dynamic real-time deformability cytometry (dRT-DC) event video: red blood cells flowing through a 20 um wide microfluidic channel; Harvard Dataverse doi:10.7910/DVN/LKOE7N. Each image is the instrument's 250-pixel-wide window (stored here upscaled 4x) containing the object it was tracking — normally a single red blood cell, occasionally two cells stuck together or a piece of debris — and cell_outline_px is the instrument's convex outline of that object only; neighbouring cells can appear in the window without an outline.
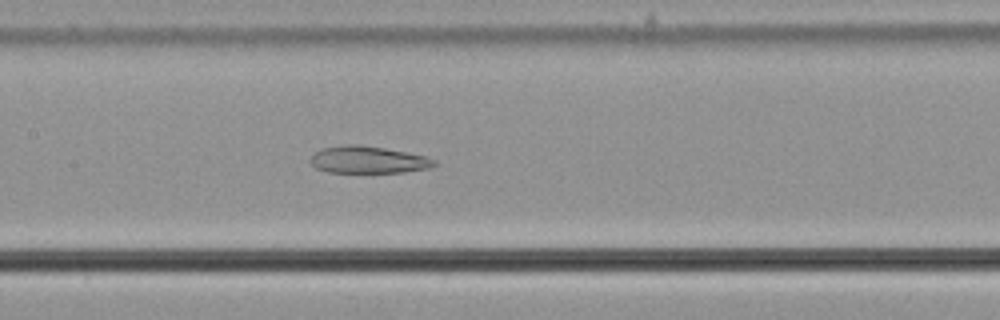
{"species": "common noctule bat (a hibernating species)", "species_latin": "Nyctalus noctula", "temperature_condition": "cold", "stored_images_in_passage": 47, "segment_of_instrument_passage": [1, 2], "camera_frame_rate_fps": 3000, "um_per_image_px": 0.085, "animal": {"sex": "male", "body_mass_g": 21.5, "forearm_length_mm": 52.0}, "frame": {"image": 1, "passage_image": 28, "time_ms": 9.0, "image_size_px": [1000, 320], "cell_outline_px": [[436, 164], [432, 168], [404, 172], [328, 172], [316, 168], [308, 160], [316, 152], [324, 148], [340, 144], [360, 144], [384, 148], [424, 156], [436, 160]], "centroid_in_image_um": [31.28, 13.58], "position_along_channel_um": 176.1, "area_um2": 19.54}}
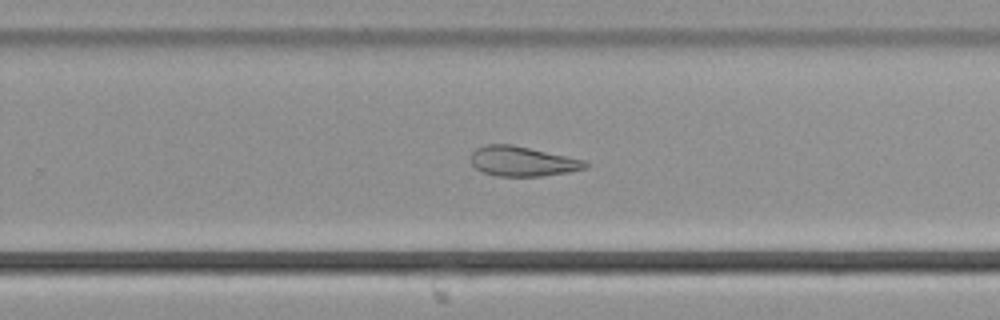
{"frame": {"image": 2, "passage_image": 37, "time_ms": 12.0, "image_size_px": [1000, 320], "cell_outline_px": [[588, 168], [568, 172], [544, 176], [496, 176], [480, 172], [472, 164], [472, 152], [476, 148], [484, 144], [512, 144], [584, 160], [588, 164]], "centroid_in_image_um": [44.39, 13.71], "position_along_channel_um": 285.4, "area_um2": 19.94}}
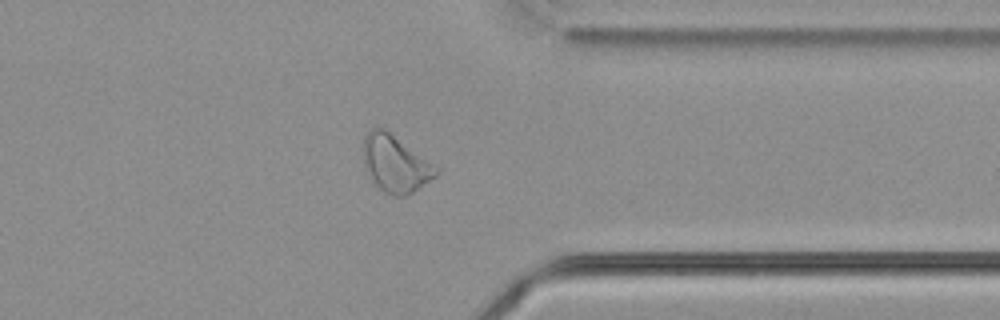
{"frame": {"image": 3, "passage_image": 45, "time_ms": 14.667, "image_size_px": [1000, 320], "cell_outline_px": [[440, 172], [436, 176], [408, 196], [392, 196], [384, 192], [372, 184], [364, 164], [364, 136], [372, 128], [384, 128], [440, 168]], "centroid_in_image_um": [33.62, 13.95], "position_along_channel_um": 377.8, "area_um2": 24.28}}